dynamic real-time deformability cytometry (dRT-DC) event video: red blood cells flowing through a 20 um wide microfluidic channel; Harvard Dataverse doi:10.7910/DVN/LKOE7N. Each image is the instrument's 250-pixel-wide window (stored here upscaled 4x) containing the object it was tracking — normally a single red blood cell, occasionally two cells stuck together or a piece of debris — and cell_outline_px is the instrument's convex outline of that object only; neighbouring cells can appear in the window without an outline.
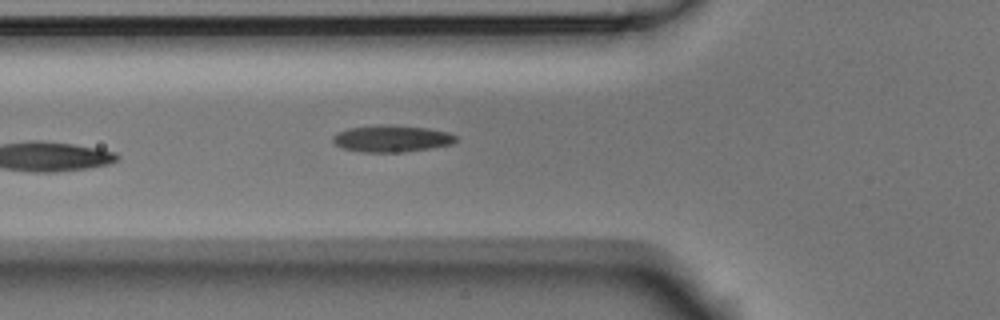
{"species": "Egyptian fruit bat (a non-hibernating species)", "species_latin": "Rousettus aegyptiacus", "temperature_condition": "room temperature", "stored_images_in_passage": 5, "camera_frame_rate_fps": 3000, "um_per_image_px": 0.085, "animal": {"sex": "male"}, "frame": {"image": 1, "passage_image": 5, "time_ms": 1.333, "image_size_px": [1000, 320], "cell_outline_px": [[456, 140], [452, 144], [428, 148], [400, 152], [364, 152], [344, 148], [336, 144], [332, 140], [332, 136], [336, 132], [348, 128], [388, 124], [428, 128], [448, 132], [456, 136]], "centroid_in_image_um": [33.27, 11.77], "position_along_channel_um": 92.5, "area_um2": 19.02}}